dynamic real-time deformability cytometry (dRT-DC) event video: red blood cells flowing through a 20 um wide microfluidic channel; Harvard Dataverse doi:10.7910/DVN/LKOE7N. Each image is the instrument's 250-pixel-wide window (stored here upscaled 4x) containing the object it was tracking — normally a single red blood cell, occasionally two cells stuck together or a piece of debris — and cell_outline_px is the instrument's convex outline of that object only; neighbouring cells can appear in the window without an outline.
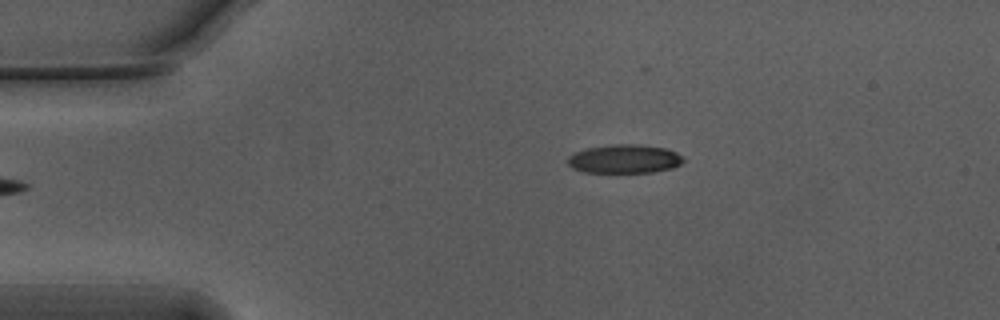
{"species": "Egyptian fruit bat (a non-hibernating species)", "species_latin": "Rousettus aegyptiacus", "temperature_condition": "warm", "stored_images_in_passage": 38, "camera_frame_rate_fps": 3000, "um_per_image_px": 0.085, "animal": {"sex": "male"}, "frame": {"image": 1, "passage_image": 1, "time_ms": 0.0, "image_size_px": [1000, 320], "cell_outline_px": [[684, 160], [680, 164], [672, 168], [652, 172], [584, 172], [572, 168], [568, 164], [568, 156], [572, 152], [588, 148], [612, 144], [636, 144], [664, 148], [676, 152]], "centroid_in_image_um": [53.03, 13.5], "position_along_channel_um": 32.0, "area_um2": 19.25}}
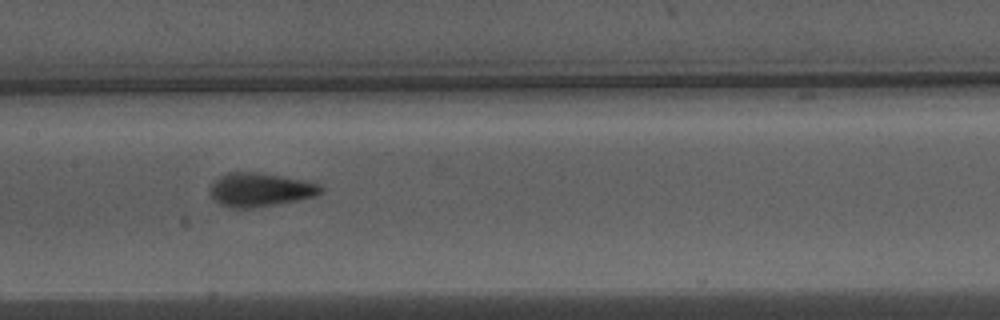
{"frame": {"image": 2, "passage_image": 17, "time_ms": 5.333, "image_size_px": [1000, 320], "cell_outline_px": [[324, 192], [316, 196], [296, 200], [248, 208], [228, 208], [220, 204], [212, 196], [212, 184], [220, 176], [228, 172], [252, 172], [308, 180], [320, 184], [324, 188]], "centroid_in_image_um": [22.18, 16.12], "position_along_channel_um": 185.2, "area_um2": 21.44}}
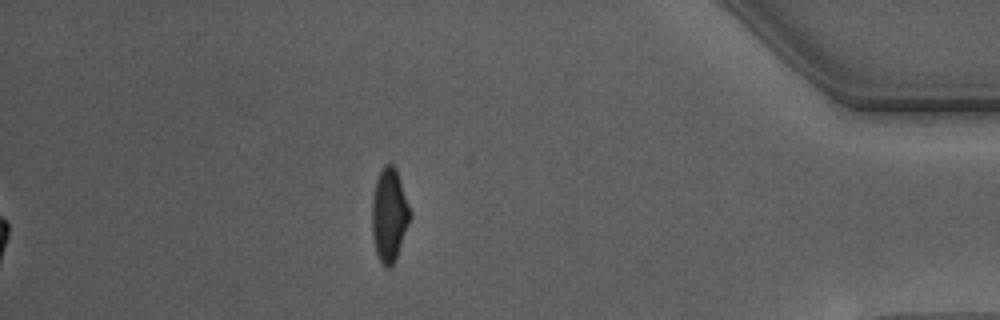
{"frame": {"image": 3, "passage_image": 38, "time_ms": 12.333, "image_size_px": [1000, 320], "cell_outline_px": [[412, 216], [396, 260], [392, 268], [384, 268], [376, 252], [372, 236], [372, 200], [376, 180], [384, 164], [392, 164], [396, 168]], "centroid_in_image_um": [33.09, 18.33], "position_along_channel_um": 402.1, "area_um2": 20.81}, "authors_computed_cell_mechanics": {"area_um2": 20.8947, "velocity_mm_per_s": 3.7523, "shape_relaxation_time_tau1_ms": 5.321, "shape_relaxation_time_tau2_ms": 0.9068, "deformation_change_tau1": 0.1863, "deformation_change_tau2": 0.0915}}